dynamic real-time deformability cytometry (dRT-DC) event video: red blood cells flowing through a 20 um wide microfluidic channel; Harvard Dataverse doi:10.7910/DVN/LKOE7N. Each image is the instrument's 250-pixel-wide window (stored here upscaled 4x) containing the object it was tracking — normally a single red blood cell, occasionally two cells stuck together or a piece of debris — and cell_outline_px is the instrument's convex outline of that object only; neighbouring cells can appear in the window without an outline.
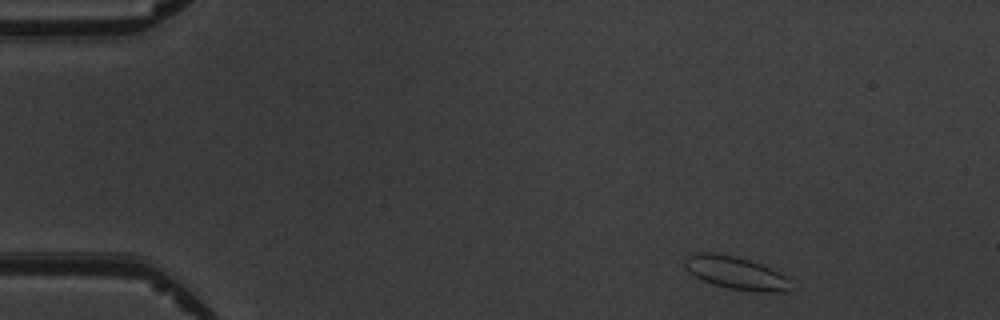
{"species": "common noctule bat (a hibernating species)", "species_latin": "Nyctalus noctula", "temperature_condition": "warm", "stored_images_in_passage": 5, "camera_frame_rate_fps": 3000, "um_per_image_px": 0.085, "animal": {"sex": "male", "body_mass_g": 19.5, "forearm_length_mm": 54.6}, "frame": {"image": 1, "passage_image": 1, "time_ms": 0.0, "image_size_px": [1000, 320], "cell_outline_px": [[788, 276], [784, 292], [760, 292], [728, 288], [712, 284], [688, 272], [684, 268], [684, 260], [692, 252], [716, 252], [736, 256], [760, 264], [780, 272]], "centroid_in_image_um": [62.45, 23.16], "position_along_channel_um": 22.5, "area_um2": 20.11}}
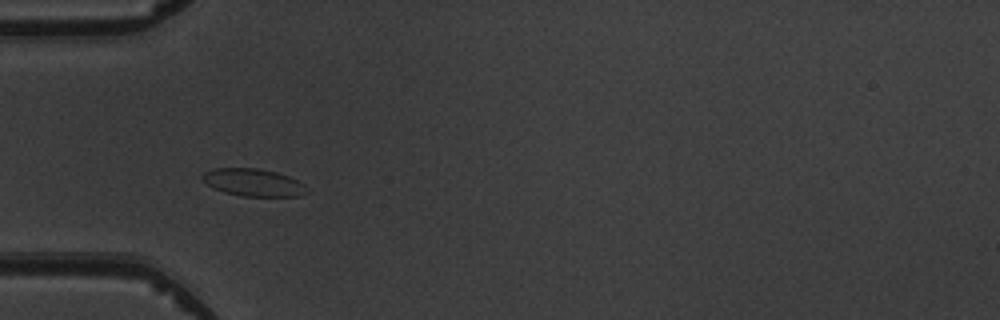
{"frame": {"image": 2, "passage_image": 4, "time_ms": 3.333, "image_size_px": [1000, 320], "cell_outline_px": [[308, 192], [300, 196], [240, 196], [224, 192], [212, 188], [200, 176], [204, 172], [212, 168], [260, 168], [276, 172], [288, 176], [304, 184]], "centroid_in_image_um": [21.51, 15.51], "position_along_channel_um": 63.5, "area_um2": 16.76}}
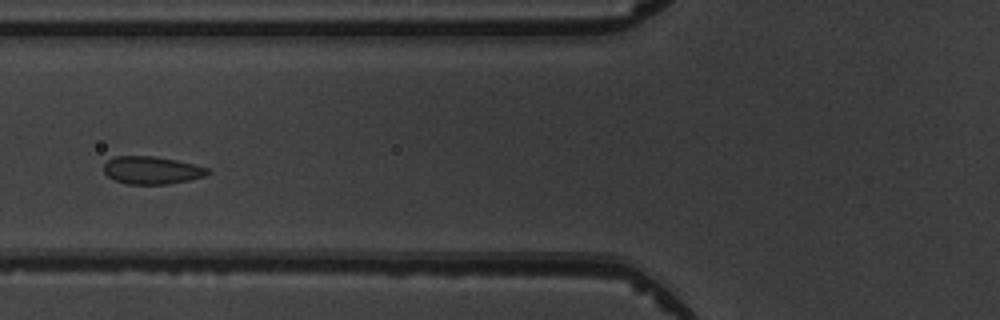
{"frame": {"image": 3, "passage_image": 5, "time_ms": 4.667, "image_size_px": [1000, 320], "cell_outline_px": [[212, 172], [204, 176], [188, 180], [168, 184], [128, 184], [116, 180], [108, 176], [104, 172], [104, 164], [108, 160], [116, 156], [152, 156], [176, 160], [208, 168]], "centroid_in_image_um": [12.9, 14.47], "position_along_channel_um": 112.9, "area_um2": 16.59}}